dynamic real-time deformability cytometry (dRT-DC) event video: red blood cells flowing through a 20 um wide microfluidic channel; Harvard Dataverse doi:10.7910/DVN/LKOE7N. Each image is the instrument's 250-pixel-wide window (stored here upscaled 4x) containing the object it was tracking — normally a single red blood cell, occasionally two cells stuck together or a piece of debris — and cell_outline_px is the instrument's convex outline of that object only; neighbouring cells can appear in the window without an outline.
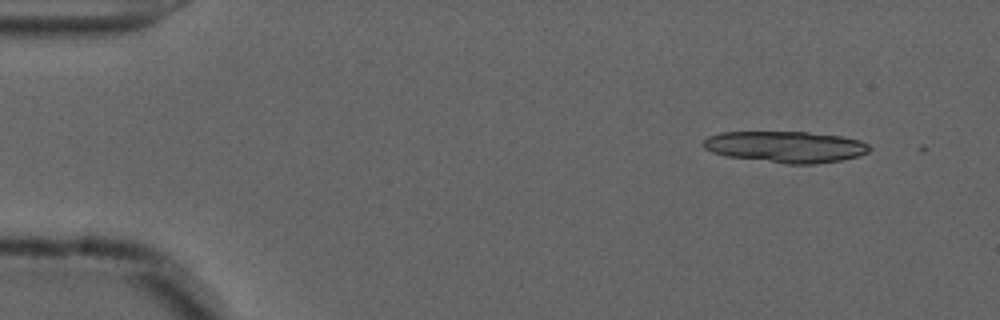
{"species": "common noctule bat (a hibernating species)", "species_latin": "Nyctalus noctula", "temperature_condition": "cold", "stored_images_in_passage": 2, "camera_frame_rate_fps": 3000, "um_per_image_px": 0.085, "animal": {"sex": "male", "forearm_length_mm": 52.5}, "frame": {"image": 1, "passage_image": 1, "time_ms": 0.0, "image_size_px": [1000, 320], "cell_outline_px": [[872, 148], [868, 152], [860, 156], [840, 160], [816, 164], [784, 164], [728, 156], [712, 152], [704, 148], [704, 140], [708, 136], [720, 132], [808, 132], [840, 136], [860, 140], [868, 144]], "centroid_in_image_um": [66.81, 12.48], "position_along_channel_um": 18.2, "area_um2": 30.4}}